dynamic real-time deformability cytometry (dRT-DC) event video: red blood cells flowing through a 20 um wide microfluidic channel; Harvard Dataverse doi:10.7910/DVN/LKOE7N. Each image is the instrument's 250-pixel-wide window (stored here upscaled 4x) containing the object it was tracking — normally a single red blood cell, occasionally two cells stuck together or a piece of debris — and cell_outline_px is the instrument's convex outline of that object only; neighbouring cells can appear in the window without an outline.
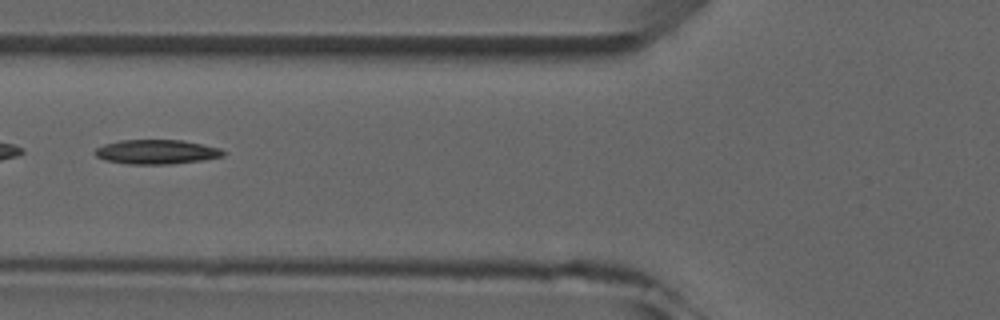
{"species": "common noctule bat (a hibernating species)", "species_latin": "Nyctalus noctula", "temperature_condition": "room temperature", "stored_images_in_passage": 6, "camera_frame_rate_fps": 3000, "um_per_image_px": 0.085, "animal": {"sex": "male", "forearm_length_mm": 52.5}, "frame": {"image": 1, "passage_image": 5, "time_ms": 5.667, "image_size_px": [1000, 320], "cell_outline_px": [[224, 156], [204, 160], [172, 164], [128, 164], [104, 160], [96, 156], [92, 152], [96, 148], [104, 144], [120, 140], [184, 140], [204, 144], [220, 148], [224, 152]], "centroid_in_image_um": [13.3, 12.91], "position_along_channel_um": 112.5, "area_um2": 18.44}}
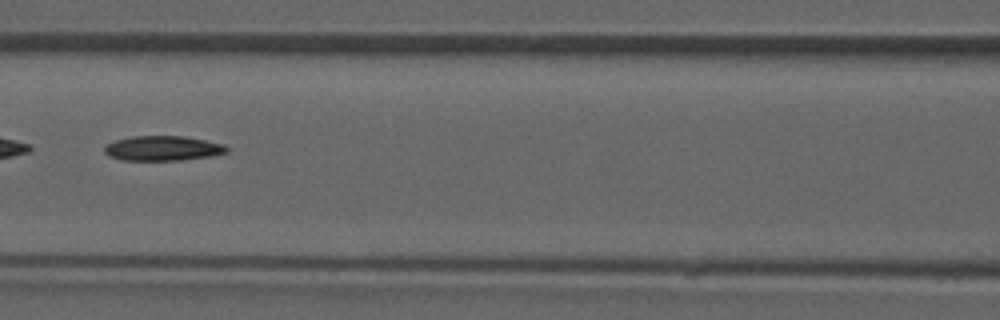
{"frame": {"image": 2, "passage_image": 6, "time_ms": 6.667, "image_size_px": [1000, 320], "cell_outline_px": [[228, 152], [212, 156], [180, 160], [124, 160], [108, 156], [104, 152], [104, 144], [116, 140], [132, 136], [184, 136], [224, 144], [228, 148]], "centroid_in_image_um": [13.82, 12.6], "position_along_channel_um": 152.8, "area_um2": 17.74}}